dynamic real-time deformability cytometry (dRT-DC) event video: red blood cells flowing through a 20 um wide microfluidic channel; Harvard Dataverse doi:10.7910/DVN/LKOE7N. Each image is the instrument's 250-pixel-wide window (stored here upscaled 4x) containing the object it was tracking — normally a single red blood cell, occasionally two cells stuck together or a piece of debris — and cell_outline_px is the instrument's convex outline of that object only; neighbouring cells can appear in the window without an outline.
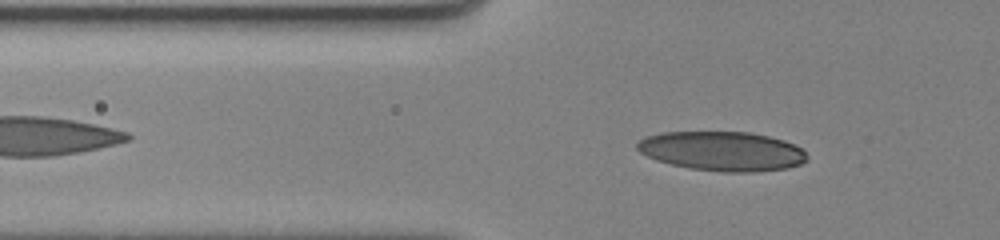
{"species": "human", "species_latin": "Homo sapiens", "temperature_condition": "cold", "stored_images_in_passage": 50, "segment_of_instrument_passage": [1, 2], "camera_frame_rate_fps": 3000, "um_per_image_px": 0.085, "donor": {"sex": "female"}, "frame": {"image": 1, "passage_image": 11, "time_ms": 3.333, "image_size_px": [1000, 240], "cell_outline_px": [[808, 160], [800, 164], [788, 168], [752, 172], [720, 172], [688, 168], [656, 160], [640, 152], [636, 148], [636, 144], [640, 140], [648, 136], [664, 132], [748, 132], [768, 136], [784, 140], [800, 148], [808, 156]], "centroid_in_image_um": [61.39, 12.85], "position_along_channel_um": 64.4, "area_um2": 38.9}}
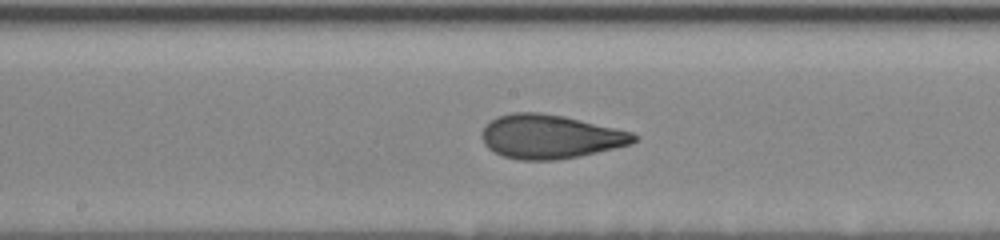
{"frame": {"image": 2, "passage_image": 24, "time_ms": 7.667, "image_size_px": [1000, 240], "cell_outline_px": [[640, 136], [632, 144], [580, 156], [556, 160], [520, 160], [504, 156], [488, 148], [484, 144], [480, 136], [484, 124], [496, 116], [512, 112], [540, 112], [564, 116], [616, 128], [632, 132]], "centroid_in_image_um": [46.74, 11.6], "position_along_channel_um": 201.5, "area_um2": 39.19}}
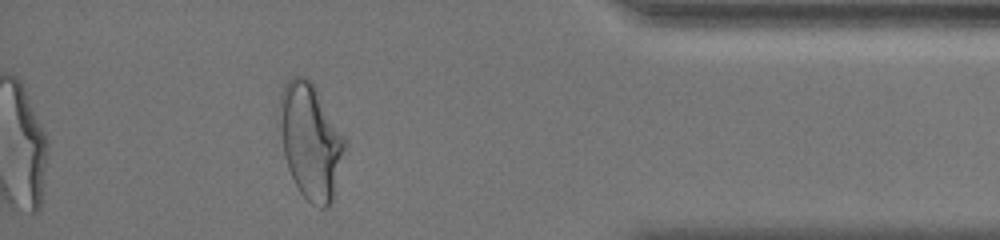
{"frame": {"image": 3, "passage_image": 44, "time_ms": 14.333, "image_size_px": [1000, 240], "cell_outline_px": [[348, 144], [332, 200], [324, 208], [320, 208], [312, 204], [300, 192], [288, 168], [284, 156], [276, 120], [280, 96], [284, 84], [292, 76], [304, 76], [316, 88], [344, 136]], "centroid_in_image_um": [26.37, 11.97], "position_along_channel_um": 408.8, "area_um2": 44.27}}